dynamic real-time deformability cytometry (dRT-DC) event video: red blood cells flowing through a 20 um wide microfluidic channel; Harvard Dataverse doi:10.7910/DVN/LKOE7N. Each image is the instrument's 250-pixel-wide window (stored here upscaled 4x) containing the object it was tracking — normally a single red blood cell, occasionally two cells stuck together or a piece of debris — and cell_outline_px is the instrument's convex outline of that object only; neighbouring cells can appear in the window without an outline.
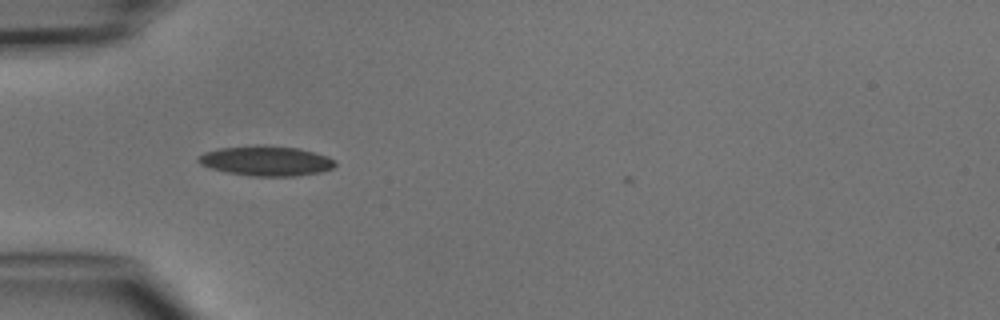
{"species": "common noctule bat (a hibernating species)", "species_latin": "Nyctalus noctula", "temperature_condition": "cold", "stored_images_in_passage": 4, "camera_frame_rate_fps": 3000, "um_per_image_px": 0.085, "animal": {"sex": "male", "body_mass_g": 15.6}, "frame": {"image": 1, "passage_image": 1, "time_ms": 0.0, "image_size_px": [1000, 320], "cell_outline_px": [[336, 164], [332, 168], [320, 172], [292, 176], [248, 176], [228, 172], [212, 168], [200, 164], [196, 160], [196, 156], [204, 152], [220, 148], [256, 144], [264, 144], [300, 148], [328, 156], [336, 160]], "centroid_in_image_um": [22.61, 13.65], "position_along_channel_um": 62.4, "area_um2": 24.16}}